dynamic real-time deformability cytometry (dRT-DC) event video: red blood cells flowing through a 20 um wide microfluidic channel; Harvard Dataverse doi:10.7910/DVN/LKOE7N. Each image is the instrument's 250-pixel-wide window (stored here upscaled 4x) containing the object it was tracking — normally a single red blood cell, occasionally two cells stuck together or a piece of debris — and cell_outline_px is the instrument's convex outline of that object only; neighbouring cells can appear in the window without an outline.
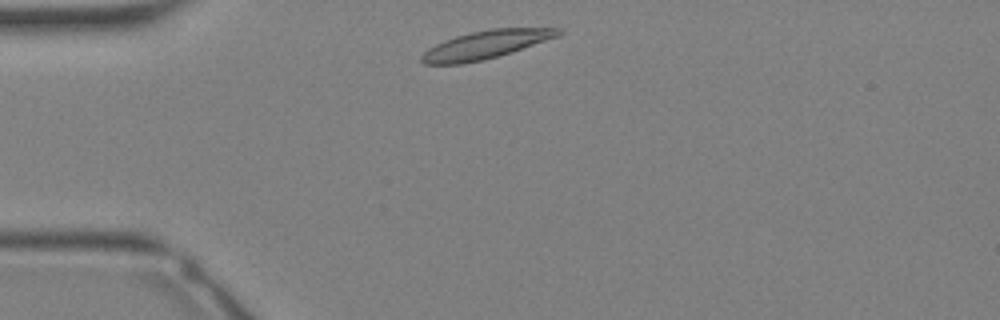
{"species": "Egyptian fruit bat (a non-hibernating species)", "species_latin": "Rousettus aegyptiacus", "temperature_condition": "warm", "stored_images_in_passage": 27, "camera_frame_rate_fps": 3000, "um_per_image_px": 0.085, "animal": {"sex": "female"}, "frame": {"image": 1, "passage_image": 1, "time_ms": 0.0, "image_size_px": [1000, 320], "cell_outline_px": [[564, 32], [560, 36], [512, 52], [484, 60], [464, 64], [424, 64], [420, 60], [420, 56], [428, 48], [444, 40], [456, 36], [472, 32], [492, 28], [560, 28]], "centroid_in_image_um": [41.3, 3.8], "position_along_channel_um": 43.7, "area_um2": 22.54}}
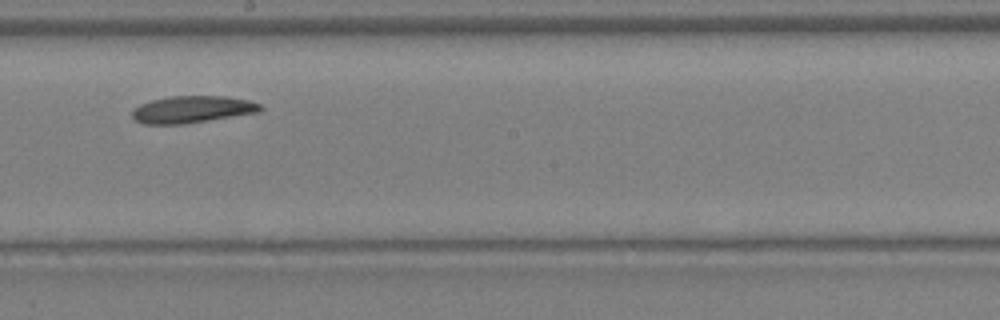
{"frame": {"image": 2, "passage_image": 12, "time_ms": 3.667, "image_size_px": [1000, 320], "cell_outline_px": [[264, 108], [260, 112], [184, 124], [144, 124], [136, 120], [132, 116], [132, 112], [140, 104], [152, 100], [172, 96], [224, 96], [248, 100], [260, 104]], "centroid_in_image_um": [16.37, 9.3], "position_along_channel_um": 231.8, "area_um2": 20.06}}
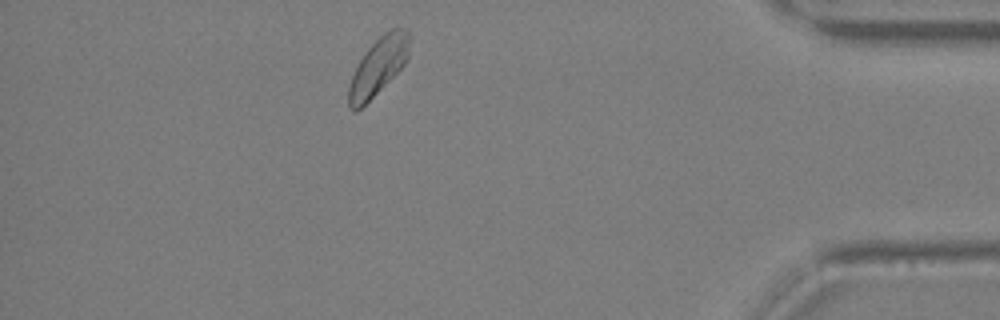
{"frame": {"image": 3, "passage_image": 23, "time_ms": 7.333, "image_size_px": [1000, 320], "cell_outline_px": [[408, 56], [404, 64], [356, 112], [348, 104], [348, 88], [352, 76], [364, 52], [384, 32], [392, 28], [408, 28]], "centroid_in_image_um": [32.14, 5.6], "position_along_channel_um": 403.1, "area_um2": 19.54}}